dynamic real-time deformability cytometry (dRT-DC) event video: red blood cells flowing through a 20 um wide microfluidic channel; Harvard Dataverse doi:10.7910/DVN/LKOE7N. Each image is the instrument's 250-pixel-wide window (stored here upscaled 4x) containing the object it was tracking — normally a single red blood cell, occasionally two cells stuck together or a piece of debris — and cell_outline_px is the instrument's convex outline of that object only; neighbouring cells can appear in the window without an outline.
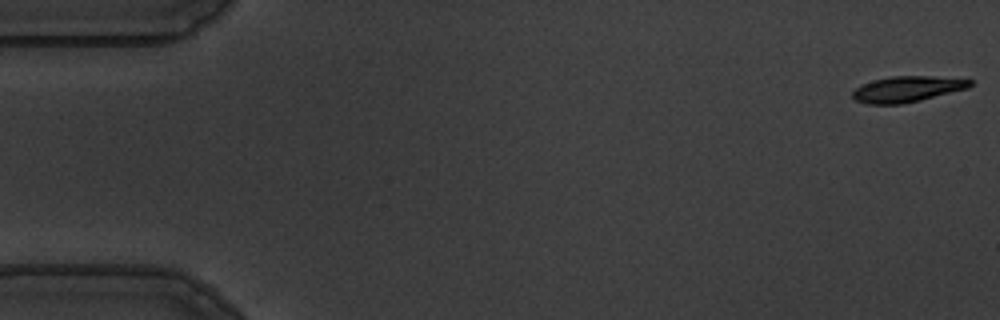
{"species": "common noctule bat (a hibernating species)", "species_latin": "Nyctalus noctula", "temperature_condition": "warm", "stored_images_in_passage": 56, "camera_frame_rate_fps": 3000, "um_per_image_px": 0.085, "animal": {"sex": "male", "body_mass_g": 19.5, "forearm_length_mm": 54.6}, "frame": {"image": 1, "passage_image": 1, "time_ms": 0.0, "image_size_px": [1000, 320], "cell_outline_px": [[972, 84], [968, 88], [904, 104], [868, 104], [856, 100], [852, 96], [852, 92], [860, 84], [872, 80], [892, 76], [932, 76], [972, 80]], "centroid_in_image_um": [77.07, 7.57], "position_along_channel_um": 7.9, "area_um2": 17.63}}
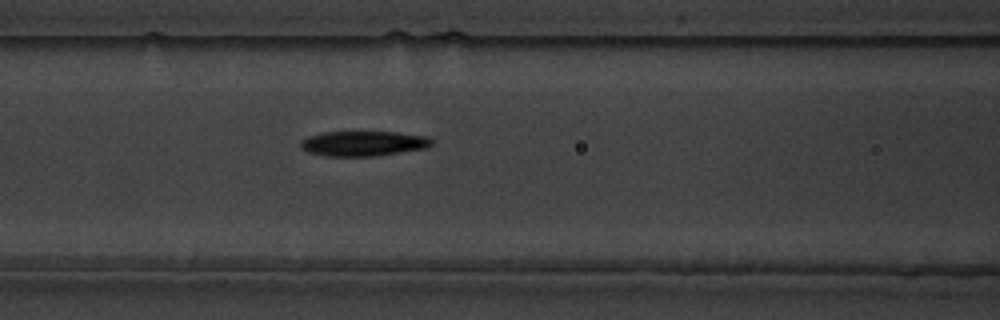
{"frame": {"image": 2, "passage_image": 23, "time_ms": 7.333, "image_size_px": [1000, 320], "cell_outline_px": [[436, 140], [428, 148], [376, 156], [324, 156], [308, 152], [300, 148], [300, 140], [308, 136], [324, 132], [396, 132], [428, 136]], "centroid_in_image_um": [30.91, 12.2], "position_along_channel_um": 135.7, "area_um2": 19.42}}
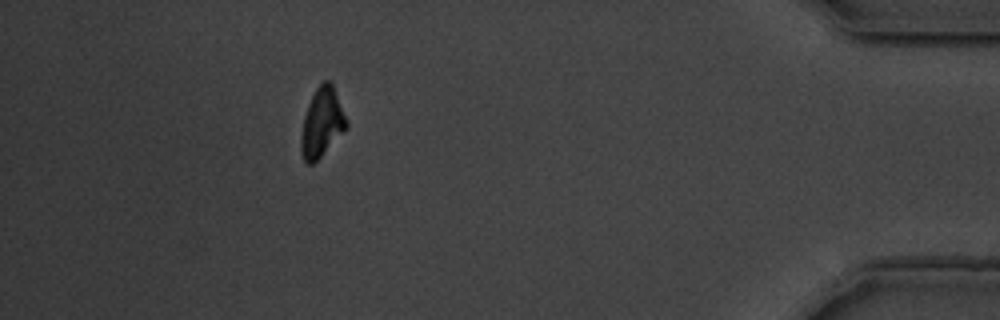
{"frame": {"image": 3, "passage_image": 50, "time_ms": 16.333, "image_size_px": [1000, 320], "cell_outline_px": [[348, 128], [312, 164], [308, 164], [304, 160], [300, 152], [300, 136], [304, 116], [308, 104], [316, 88], [324, 80], [328, 80], [332, 84], [348, 120]], "centroid_in_image_um": [27.36, 10.42], "position_along_channel_um": 407.8, "area_um2": 18.21}, "authors_computed_cell_mechanics": {"area_um2": 18.6694, "velocity_mm_per_s": 3.6234, "shape_relaxation_time_tau1_ms": 3.5693, "shape_relaxation_time_tau2_ms": 7.1103, "deformation_change_tau1": 0.1181, "deformation_change_tau2": 0.1451}}